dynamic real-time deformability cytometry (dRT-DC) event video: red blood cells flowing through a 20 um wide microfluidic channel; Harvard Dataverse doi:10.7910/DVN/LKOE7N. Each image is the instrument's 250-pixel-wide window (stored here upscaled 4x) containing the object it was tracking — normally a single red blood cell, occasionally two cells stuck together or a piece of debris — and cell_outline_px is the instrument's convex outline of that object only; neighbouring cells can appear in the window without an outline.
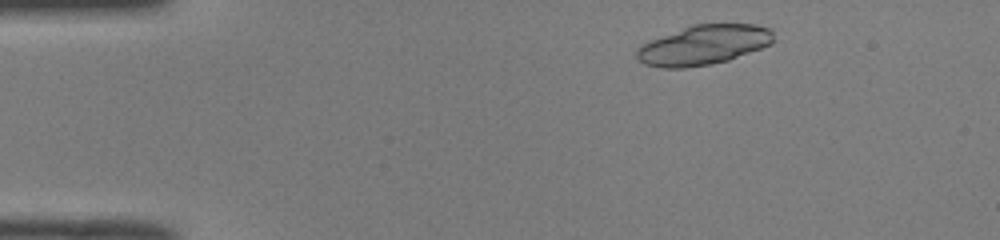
{"species": "common noctule bat (a hibernating species)", "species_latin": "Nyctalus noctula", "temperature_condition": "room temperature", "stored_images_in_passage": 46, "camera_frame_rate_fps": 3000, "um_per_image_px": 0.085, "animal": {"sex": "male", "body_mass_g": 19.0, "forearm_length_mm": 50.8}, "frame": {"image": 1, "passage_image": 4, "time_ms": 1.0, "image_size_px": [1000, 240], "cell_outline_px": [[776, 40], [772, 44], [728, 60], [712, 64], [684, 68], [660, 68], [644, 64], [636, 56], [636, 48], [640, 44], [692, 24], [756, 24], [768, 28], [772, 32]], "centroid_in_image_um": [59.8, 3.82], "position_along_channel_um": 25.2, "area_um2": 31.79}}